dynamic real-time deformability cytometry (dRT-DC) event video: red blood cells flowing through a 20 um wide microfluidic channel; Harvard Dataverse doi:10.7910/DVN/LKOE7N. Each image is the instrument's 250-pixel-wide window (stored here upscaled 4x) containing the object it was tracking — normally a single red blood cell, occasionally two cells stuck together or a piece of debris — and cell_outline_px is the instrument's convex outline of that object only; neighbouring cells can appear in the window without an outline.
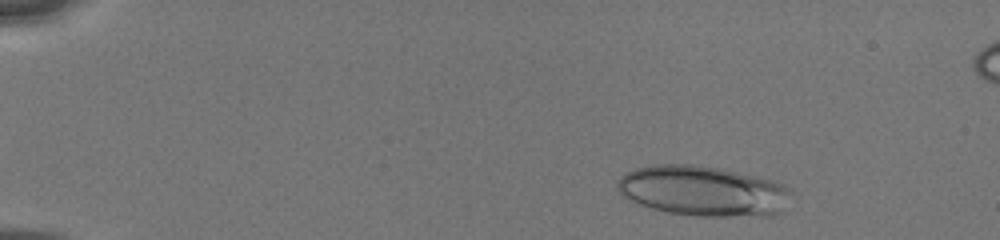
{"species": "human", "species_latin": "Homo sapiens", "temperature_condition": "cold", "stored_images_in_passage": 48, "camera_frame_rate_fps": 3000, "um_per_image_px": 0.085, "donor": {"sex": "male"}, "frame": {"image": 1, "passage_image": 5, "time_ms": 1.0, "image_size_px": [1000, 240], "cell_outline_px": [[796, 192], [780, 212], [768, 216], [696, 216], [668, 212], [652, 208], [640, 204], [624, 196], [616, 188], [616, 184], [620, 176], [624, 172], [636, 168], [652, 164], [696, 164], [720, 168], [772, 180], [784, 184], [792, 188]], "centroid_in_image_um": [59.8, 16.22], "position_along_channel_um": 25.2, "area_um2": 51.44}}
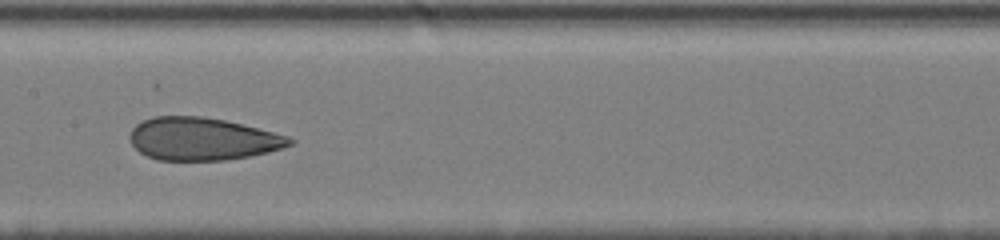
{"frame": {"image": 2, "passage_image": 24, "time_ms": 7.667, "image_size_px": [1000, 240], "cell_outline_px": [[296, 140], [292, 144], [284, 148], [252, 156], [224, 160], [156, 160], [140, 152], [132, 144], [128, 136], [132, 128], [136, 124], [152, 116], [200, 116], [224, 120], [288, 136]], "centroid_in_image_um": [17.19, 11.81], "position_along_channel_um": 190.2, "area_um2": 39.71}}
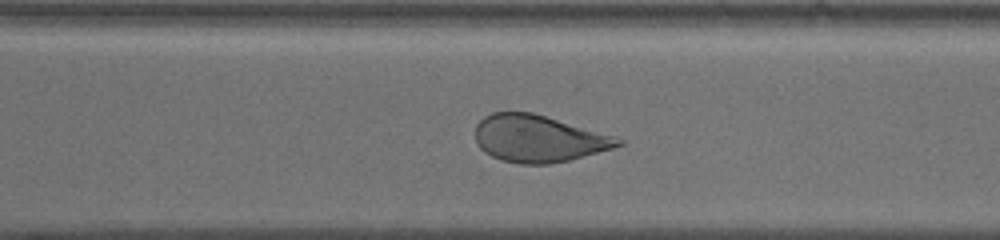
{"frame": {"image": 3, "passage_image": 43, "time_ms": 11.0, "image_size_px": [1000, 240], "cell_outline_px": [[624, 144], [612, 148], [568, 160], [548, 164], [520, 164], [500, 160], [484, 152], [476, 144], [476, 124], [484, 116], [492, 112], [532, 112], [616, 136], [624, 140]], "centroid_in_image_um": [45.75, 11.78], "position_along_channel_um": 324.9, "area_um2": 39.07}}